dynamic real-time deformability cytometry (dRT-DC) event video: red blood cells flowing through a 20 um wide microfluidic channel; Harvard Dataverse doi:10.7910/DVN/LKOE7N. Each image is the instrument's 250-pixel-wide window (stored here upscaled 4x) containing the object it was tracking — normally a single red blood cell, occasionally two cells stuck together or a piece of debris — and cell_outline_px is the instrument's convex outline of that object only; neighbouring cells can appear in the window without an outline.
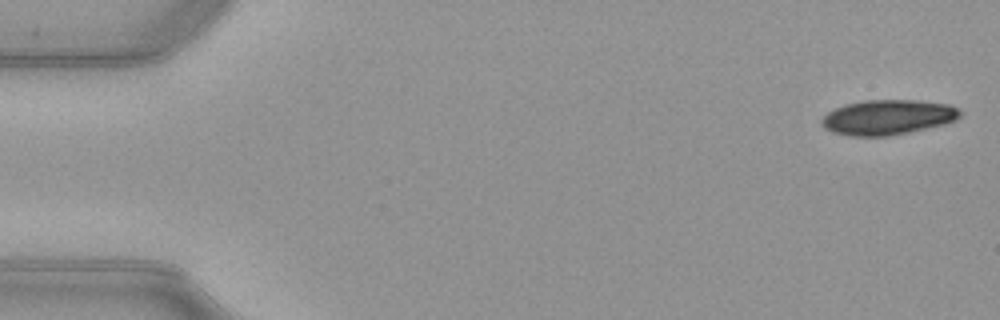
{"species": "common noctule bat (a hibernating species)", "species_latin": "Nyctalus noctula", "temperature_condition": "warm", "stored_images_in_passage": 17, "camera_frame_rate_fps": 3000, "um_per_image_px": 0.085, "animal": {"sex": "female", "body_mass_g": 21.9}, "frame": {"image": 1, "passage_image": 1, "time_ms": 0.0, "image_size_px": [1000, 320], "cell_outline_px": [[964, 112], [956, 120], [944, 124], [908, 132], [888, 136], [848, 136], [832, 132], [824, 128], [820, 124], [820, 120], [828, 112], [844, 104], [864, 100], [916, 100], [948, 104]], "centroid_in_image_um": [75.44, 9.97], "position_along_channel_um": 9.6, "area_um2": 28.32}}
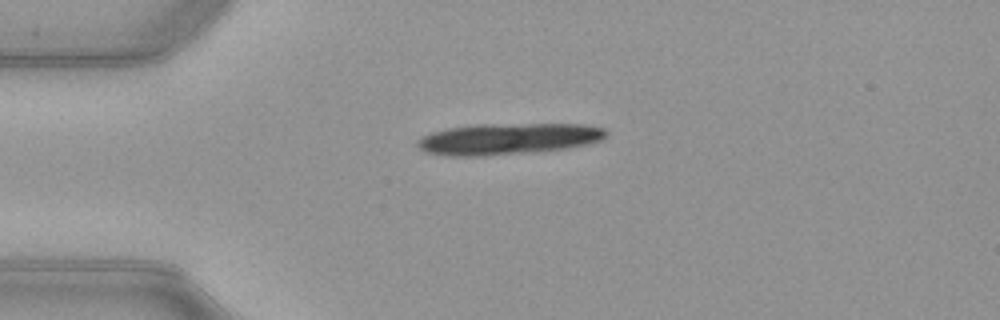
{"frame": {"image": 2, "passage_image": 12, "time_ms": 3.667, "image_size_px": [1000, 320], "cell_outline_px": [[608, 136], [600, 140], [588, 144], [568, 148], [536, 152], [484, 156], [444, 156], [424, 152], [416, 144], [416, 140], [432, 132], [448, 128], [476, 124], [580, 124], [604, 128], [608, 132]], "centroid_in_image_um": [43.18, 11.81], "position_along_channel_um": 41.8, "area_um2": 34.8}}